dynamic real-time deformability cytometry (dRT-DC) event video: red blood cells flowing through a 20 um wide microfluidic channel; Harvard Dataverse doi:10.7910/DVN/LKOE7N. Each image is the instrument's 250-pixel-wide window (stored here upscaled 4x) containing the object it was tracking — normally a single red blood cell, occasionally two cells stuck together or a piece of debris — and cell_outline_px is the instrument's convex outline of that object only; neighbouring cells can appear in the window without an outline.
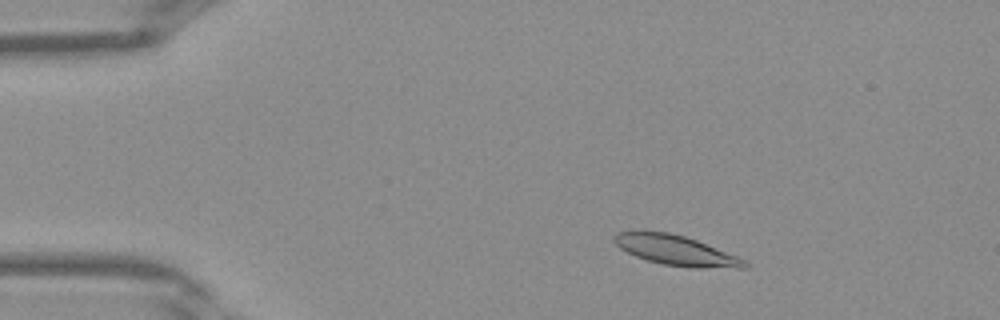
{"species": "Egyptian fruit bat (a non-hibernating species)", "species_latin": "Rousettus aegyptiacus", "temperature_condition": "warm", "stored_images_in_passage": 41, "segment_of_instrument_passage": [1, 2], "camera_frame_rate_fps": 3000, "um_per_image_px": 0.085, "frame": {"image": 1, "passage_image": 6, "time_ms": 1.667, "image_size_px": [1000, 320], "cell_outline_px": [[748, 268], [688, 268], [664, 264], [648, 260], [636, 256], [620, 248], [612, 240], [612, 236], [616, 232], [632, 228], [640, 228], [668, 232], [684, 236], [696, 240], [736, 256], [744, 260], [748, 264]], "centroid_in_image_um": [57.34, 21.23], "position_along_channel_um": 27.7, "area_um2": 23.29}}
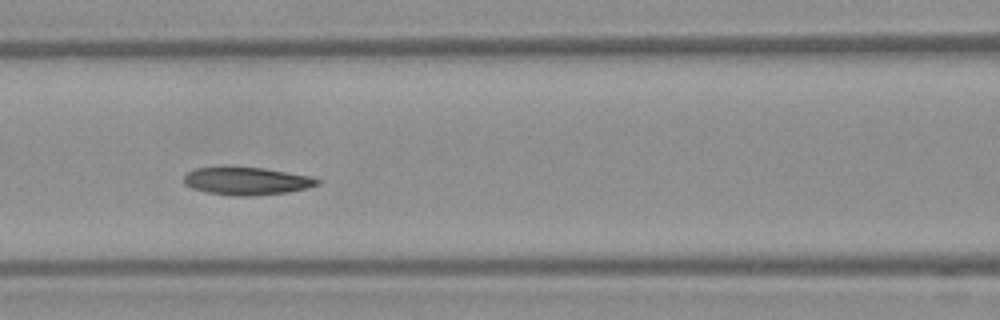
{"frame": {"image": 2, "passage_image": 17, "time_ms": 5.333, "image_size_px": [1000, 320], "cell_outline_px": [[320, 184], [308, 188], [288, 192], [248, 196], [232, 196], [204, 192], [192, 188], [184, 184], [184, 176], [188, 172], [196, 168], [264, 168], [312, 176], [320, 180]], "centroid_in_image_um": [21.0, 15.41], "position_along_channel_um": 145.6, "area_um2": 21.44}}
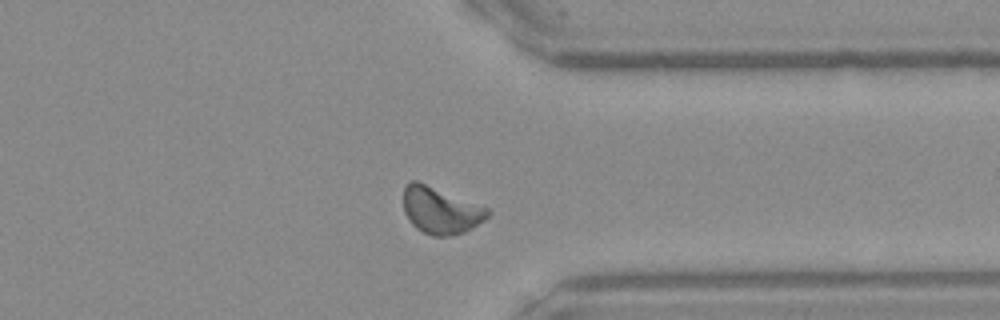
{"frame": {"image": 3, "passage_image": 31, "time_ms": 10.0, "image_size_px": [1000, 320], "cell_outline_px": [[492, 212], [484, 220], [472, 228], [464, 232], [452, 236], [432, 236], [416, 228], [408, 220], [404, 212], [404, 188], [412, 180], [416, 180], [488, 208]], "centroid_in_image_um": [37.45, 17.9], "position_along_channel_um": 374.0, "area_um2": 22.77}}